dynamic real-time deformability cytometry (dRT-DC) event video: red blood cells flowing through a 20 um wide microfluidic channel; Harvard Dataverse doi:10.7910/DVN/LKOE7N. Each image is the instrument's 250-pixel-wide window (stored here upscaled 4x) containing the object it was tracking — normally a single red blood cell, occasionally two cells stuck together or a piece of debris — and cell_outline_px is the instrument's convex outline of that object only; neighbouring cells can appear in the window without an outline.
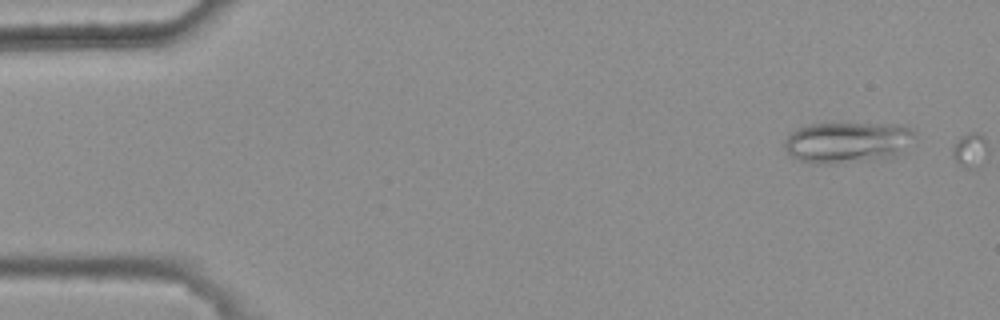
{"species": "common noctule bat (a hibernating species)", "species_latin": "Nyctalus noctula", "temperature_condition": "warm", "stored_images_in_passage": 5, "camera_frame_rate_fps": 3000, "um_per_image_px": 0.085, "animal": {"sex": "female", "body_mass_g": 25.1}, "frame": {"image": 1, "passage_image": 5, "time_ms": 1.333, "image_size_px": [1000, 320], "cell_outline_px": [[916, 132], [896, 156], [888, 160], [840, 164], [816, 164], [800, 160], [792, 156], [784, 148], [784, 140], [796, 128], [808, 124], [896, 124], [912, 128]], "centroid_in_image_um": [72.01, 12.13], "position_along_channel_um": 13.0, "area_um2": 31.5}}